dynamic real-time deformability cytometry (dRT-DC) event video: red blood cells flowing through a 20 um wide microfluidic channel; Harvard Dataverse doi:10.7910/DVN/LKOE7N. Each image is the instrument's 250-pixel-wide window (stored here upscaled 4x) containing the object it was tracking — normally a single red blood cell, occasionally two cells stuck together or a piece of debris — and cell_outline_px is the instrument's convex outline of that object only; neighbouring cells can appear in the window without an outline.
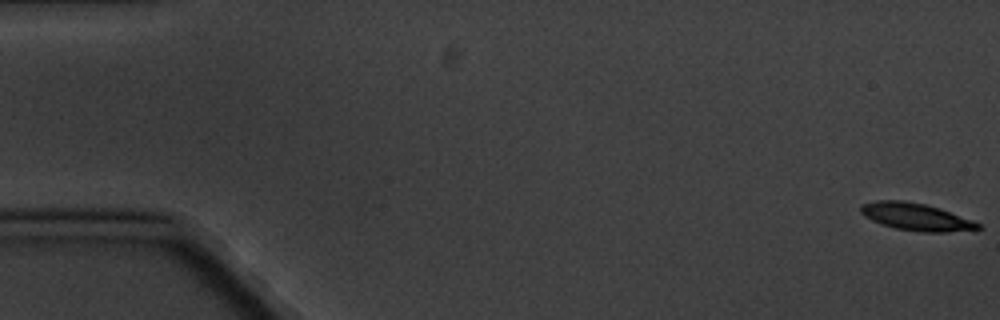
{"species": "common noctule bat (a hibernating species)", "species_latin": "Nyctalus noctula", "temperature_condition": "cold", "stored_images_in_passage": 6, "camera_frame_rate_fps": 3000, "um_per_image_px": 0.085, "animal": {"sex": "male", "body_mass_g": 20.1, "forearm_length_mm": 53.5}, "frame": {"image": 1, "passage_image": 1, "time_ms": 0.0, "image_size_px": [1000, 320], "cell_outline_px": [[984, 228], [976, 232], [920, 232], [896, 228], [880, 224], [864, 216], [860, 212], [860, 208], [864, 204], [876, 200], [904, 200], [924, 204], [940, 208], [972, 220], [980, 224]], "centroid_in_image_um": [77.96, 18.46], "position_along_channel_um": 7.0, "area_um2": 19.02}}
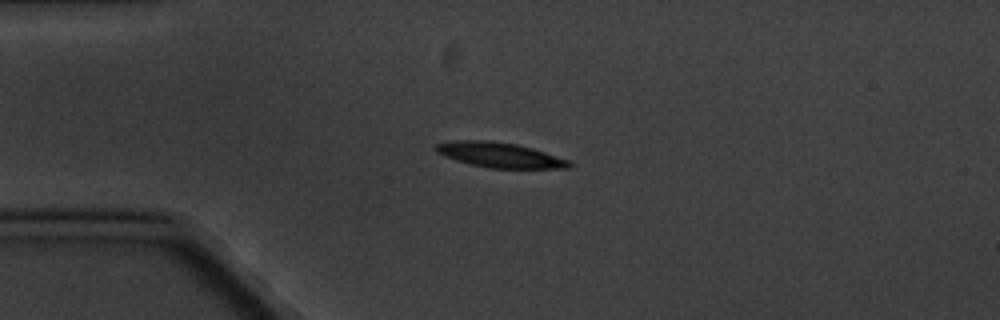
{"frame": {"image": 2, "passage_image": 5, "time_ms": 4.667, "image_size_px": [1000, 320], "cell_outline_px": [[576, 164], [572, 168], [488, 168], [456, 160], [444, 156], [436, 152], [432, 148], [436, 144], [456, 140], [488, 140], [516, 144], [532, 148], [568, 160]], "centroid_in_image_um": [42.48, 13.17], "position_along_channel_um": 42.5, "area_um2": 19.48}}